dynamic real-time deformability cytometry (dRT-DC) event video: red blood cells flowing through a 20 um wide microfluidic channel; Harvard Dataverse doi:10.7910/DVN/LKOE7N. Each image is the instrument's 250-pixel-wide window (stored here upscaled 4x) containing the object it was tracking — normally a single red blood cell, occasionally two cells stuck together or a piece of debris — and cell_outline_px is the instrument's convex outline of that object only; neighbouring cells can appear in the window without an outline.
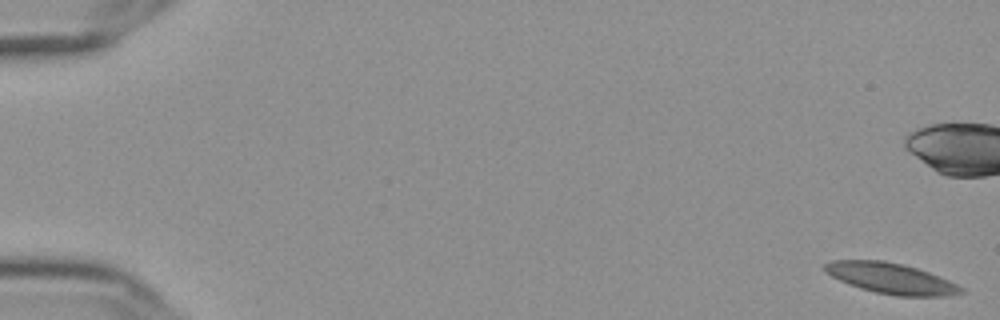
{"species": "Egyptian fruit bat (a non-hibernating species)", "species_latin": "Rousettus aegyptiacus", "temperature_condition": "cold", "stored_images_in_passage": 58, "camera_frame_rate_fps": 3000, "um_per_image_px": 0.085, "frame": {"image": 1, "passage_image": 1, "time_ms": 0.0, "image_size_px": [1000, 320], "cell_outline_px": [[964, 292], [944, 296], [896, 296], [876, 292], [860, 288], [848, 284], [824, 272], [824, 264], [832, 260], [884, 260], [904, 264], [928, 272], [948, 280], [964, 288]], "centroid_in_image_um": [75.71, 23.65], "position_along_channel_um": 9.3, "area_um2": 24.28}}
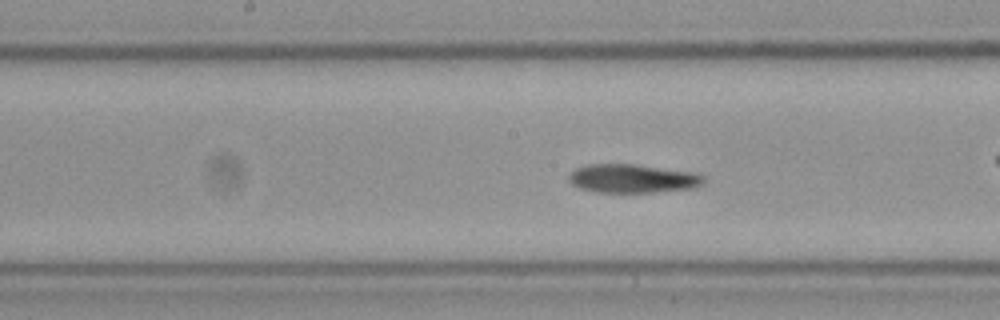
{"frame": {"image": 2, "passage_image": 30, "time_ms": 9.667, "image_size_px": [1000, 320], "cell_outline_px": [[704, 184], [692, 188], [652, 192], [596, 192], [580, 188], [572, 184], [568, 180], [568, 176], [576, 168], [588, 164], [636, 164], [700, 172], [704, 176]], "centroid_in_image_um": [53.82, 15.16], "position_along_channel_um": 194.4, "area_um2": 22.77}}
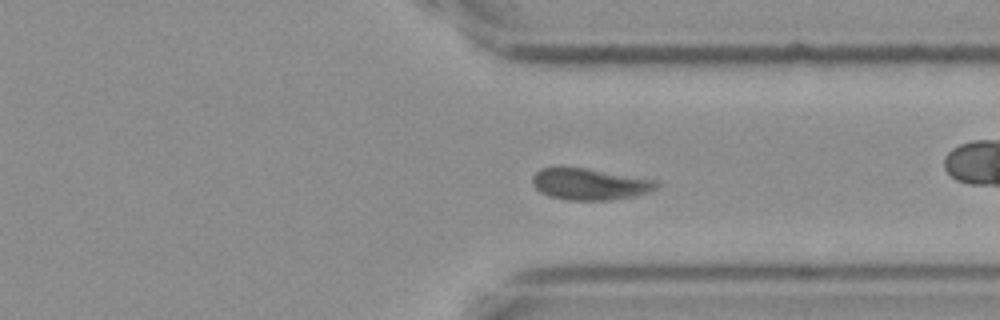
{"frame": {"image": 3, "passage_image": 44, "time_ms": 14.333, "image_size_px": [1000, 320], "cell_outline_px": [[660, 184], [656, 188], [648, 192], [632, 196], [612, 200], [564, 200], [548, 196], [540, 192], [532, 184], [532, 176], [540, 168], [588, 168], [660, 180]], "centroid_in_image_um": [50.15, 15.65], "position_along_channel_um": 361.2, "area_um2": 23.0}, "authors_computed_cell_mechanics": {"area_um2": 23.3801, "velocity_mm_per_s": 3.5752, "shape_relaxation_time_tau1_ms": null, "shape_relaxation_time_tau2_ms": 3.0286, "deformation_change_tau1": null, "deformation_change_tau2": 0.0841}}